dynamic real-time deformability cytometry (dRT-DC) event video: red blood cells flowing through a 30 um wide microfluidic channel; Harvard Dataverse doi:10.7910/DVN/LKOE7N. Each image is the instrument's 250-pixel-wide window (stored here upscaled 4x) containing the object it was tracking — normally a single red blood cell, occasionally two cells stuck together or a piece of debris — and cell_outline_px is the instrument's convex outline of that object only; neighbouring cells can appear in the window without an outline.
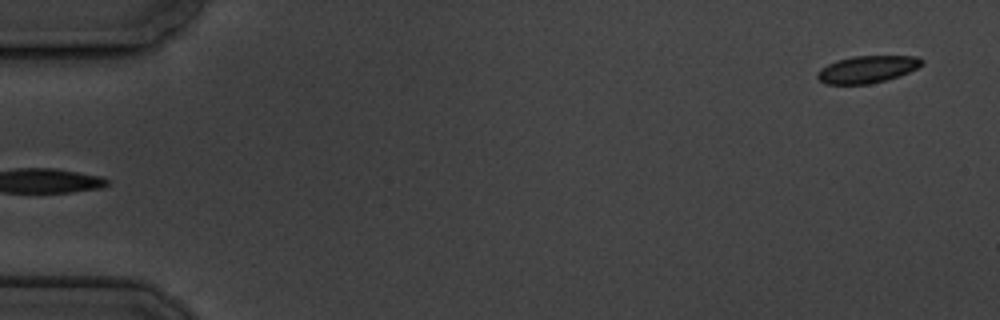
{"species": "common noctule bat (a hibernating species)", "species_latin": "Nyctalus noctula", "temperature_condition": "cold", "stored_images_in_passage": 5, "camera_frame_rate_fps": 3000, "um_per_image_px": 0.085, "animal": {"sex": "male", "body_mass_g": 19.5, "forearm_length_mm": 54.6}, "frame": {"image": 1, "passage_image": 5, "time_ms": 4.667, "image_size_px": [1000, 320], "cell_outline_px": [[924, 64], [900, 76], [868, 84], [824, 84], [816, 76], [816, 72], [820, 68], [836, 60], [852, 56], [916, 56], [924, 60]], "centroid_in_image_um": [73.69, 5.88], "position_along_channel_um": 11.3, "area_um2": 16.59}}